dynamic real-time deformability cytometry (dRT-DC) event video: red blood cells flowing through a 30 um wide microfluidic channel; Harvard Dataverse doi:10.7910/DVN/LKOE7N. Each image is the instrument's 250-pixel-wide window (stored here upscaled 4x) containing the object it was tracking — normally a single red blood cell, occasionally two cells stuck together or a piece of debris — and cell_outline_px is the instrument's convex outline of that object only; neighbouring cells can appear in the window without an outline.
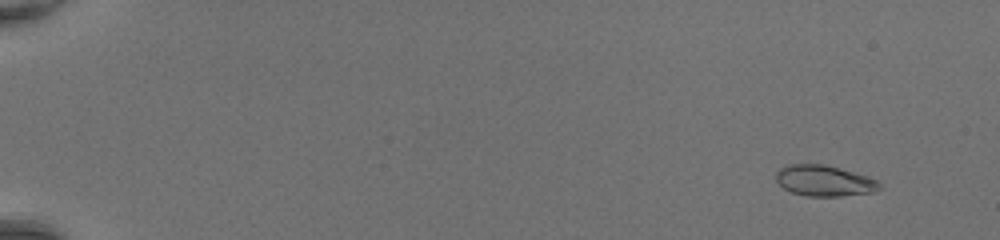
{"species": "common noctule bat (a hibernating species)", "species_latin": "Nyctalus noctula", "temperature_condition": "room temperature", "stored_images_in_passage": 36, "camera_frame_rate_fps": 3000, "um_per_image_px": 0.085, "animal": {"sex": "female", "body_mass_g": 20.0, "forearm_length_mm": 54.0}, "frame": {"image": 1, "passage_image": 5, "time_ms": 1.333, "image_size_px": [1000, 240], "cell_outline_px": [[880, 188], [872, 192], [840, 196], [804, 196], [792, 192], [784, 188], [776, 180], [776, 172], [780, 168], [788, 164], [824, 164], [840, 168], [868, 176], [876, 180], [880, 184]], "centroid_in_image_um": [70.04, 15.36], "position_along_channel_um": 15.0, "area_um2": 18.55}}
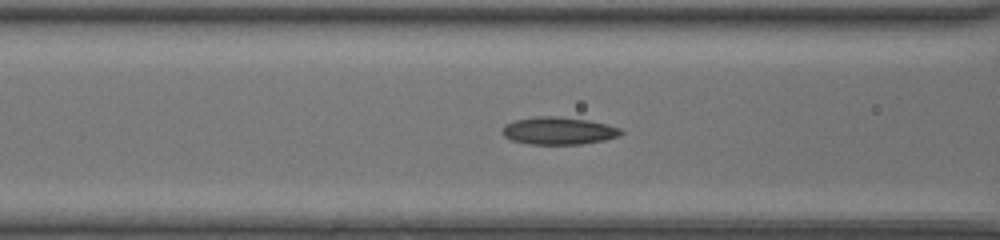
{"frame": {"image": 2, "passage_image": 24, "time_ms": 7.667, "image_size_px": [1000, 240], "cell_outline_px": [[624, 132], [620, 136], [604, 140], [580, 144], [528, 144], [512, 140], [504, 136], [500, 132], [504, 124], [516, 120], [536, 116], [560, 116], [588, 120], [608, 124], [620, 128]], "centroid_in_image_um": [47.47, 11.11], "position_along_channel_um": 119.1, "area_um2": 19.19}}
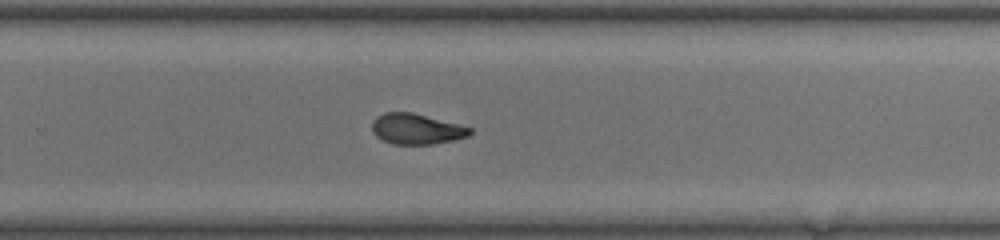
{"frame": {"image": 3, "passage_image": 36, "time_ms": 11.667, "image_size_px": [1000, 240], "cell_outline_px": [[472, 132], [468, 136], [452, 140], [432, 144], [392, 144], [376, 136], [372, 132], [372, 120], [376, 116], [384, 112], [412, 112], [472, 128]], "centroid_in_image_um": [35.35, 10.95], "position_along_channel_um": 294.4, "area_um2": 17.34}}